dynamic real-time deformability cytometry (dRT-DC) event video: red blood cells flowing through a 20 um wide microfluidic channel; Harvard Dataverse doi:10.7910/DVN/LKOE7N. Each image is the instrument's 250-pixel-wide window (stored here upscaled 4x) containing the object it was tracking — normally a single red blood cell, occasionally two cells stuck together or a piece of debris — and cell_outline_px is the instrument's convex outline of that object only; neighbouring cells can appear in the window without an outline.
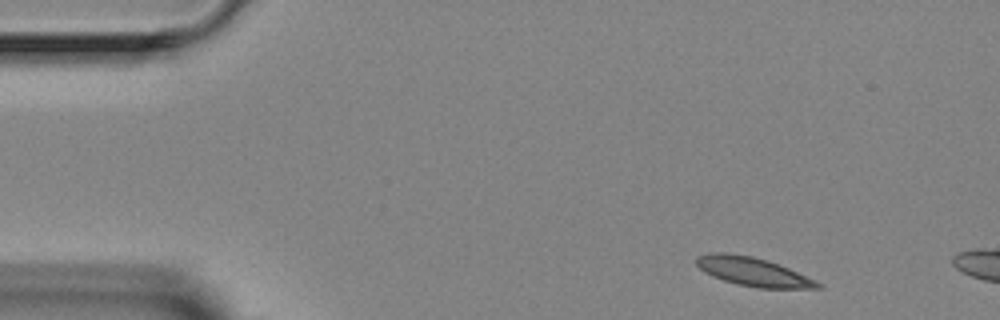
{"species": "Egyptian fruit bat (a non-hibernating species)", "species_latin": "Rousettus aegyptiacus", "temperature_condition": "room temperature", "stored_images_in_passage": 5, "camera_frame_rate_fps": 3000, "um_per_image_px": 0.085, "animal": {"sex": "female"}, "frame": {"image": 1, "passage_image": 1, "time_ms": 0.0, "image_size_px": [1000, 320], "cell_outline_px": [[824, 288], [760, 288], [736, 284], [712, 276], [704, 272], [696, 264], [696, 256], [708, 252], [724, 252], [752, 256], [788, 268], [816, 280], [824, 284]], "centroid_in_image_um": [63.99, 23.09], "position_along_channel_um": 21.0, "area_um2": 20.23}}